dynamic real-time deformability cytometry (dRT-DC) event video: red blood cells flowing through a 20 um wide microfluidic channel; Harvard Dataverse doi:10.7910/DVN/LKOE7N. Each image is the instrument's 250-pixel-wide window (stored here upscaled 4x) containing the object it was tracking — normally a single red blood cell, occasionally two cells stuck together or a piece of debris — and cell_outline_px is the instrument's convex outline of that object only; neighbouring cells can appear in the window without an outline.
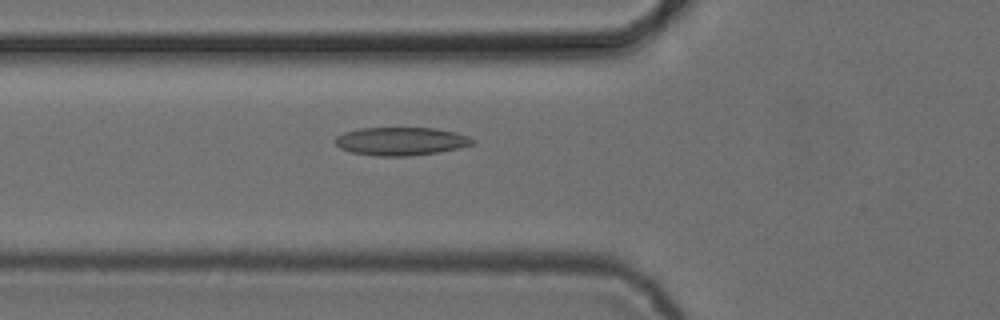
{"species": "common noctule bat (a hibernating species)", "species_latin": "Nyctalus noctula", "temperature_condition": "cold", "stored_images_in_passage": 45, "camera_frame_rate_fps": 3000, "um_per_image_px": 0.085, "animal": {"sex": "female", "body_mass_g": 24.6, "forearm_length_mm": 56.2}, "frame": {"image": 1, "passage_image": 11, "time_ms": 3.333, "image_size_px": [1000, 320], "cell_outline_px": [[476, 144], [460, 148], [436, 152], [408, 156], [376, 156], [352, 152], [340, 148], [336, 144], [336, 136], [344, 132], [360, 128], [432, 128], [456, 132], [468, 136], [476, 140]], "centroid_in_image_um": [34.12, 12.0], "position_along_channel_um": 91.7, "area_um2": 22.54}}
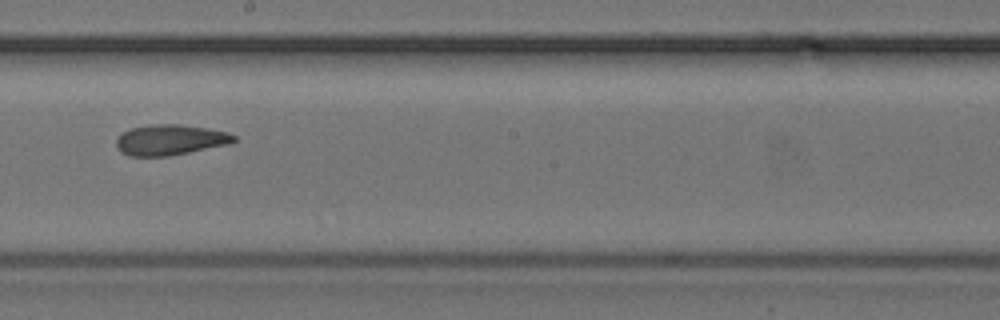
{"frame": {"image": 2, "passage_image": 22, "time_ms": 7.0, "image_size_px": [1000, 320], "cell_outline_px": [[236, 140], [228, 144], [168, 156], [128, 156], [120, 152], [116, 144], [116, 140], [124, 132], [132, 128], [152, 124], [180, 124], [228, 132], [236, 136]], "centroid_in_image_um": [14.45, 11.89], "position_along_channel_um": 233.8, "area_um2": 20.69}}
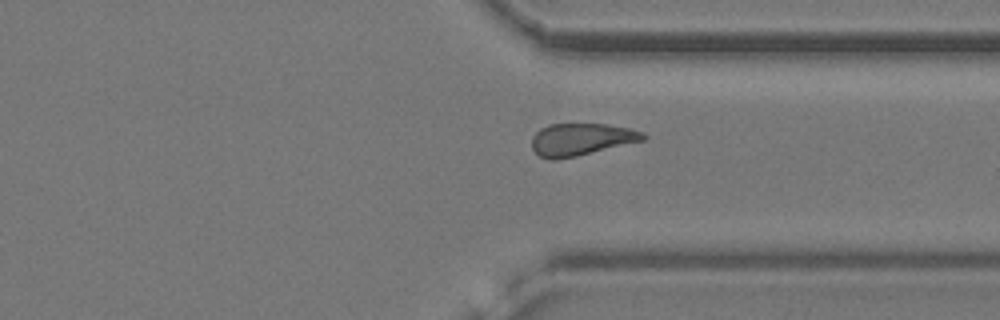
{"frame": {"image": 3, "passage_image": 32, "time_ms": 10.333, "image_size_px": [1000, 320], "cell_outline_px": [[648, 136], [644, 140], [576, 156], [556, 160], [548, 160], [540, 156], [532, 148], [532, 136], [540, 128], [552, 124], [604, 124], [628, 128], [644, 132]], "centroid_in_image_um": [49.39, 11.85], "position_along_channel_um": 362.0, "area_um2": 20.81}, "authors_computed_cell_mechanics": {"area_um2": 21.2126, "velocity_mm_per_s": 3.8631, "shape_relaxation_time_tau1_ms": 6.2834, "shape_relaxation_time_tau2_ms": 4.7108, "deformation_change_tau1": 0.134, "deformation_change_tau2": 0.1087}}